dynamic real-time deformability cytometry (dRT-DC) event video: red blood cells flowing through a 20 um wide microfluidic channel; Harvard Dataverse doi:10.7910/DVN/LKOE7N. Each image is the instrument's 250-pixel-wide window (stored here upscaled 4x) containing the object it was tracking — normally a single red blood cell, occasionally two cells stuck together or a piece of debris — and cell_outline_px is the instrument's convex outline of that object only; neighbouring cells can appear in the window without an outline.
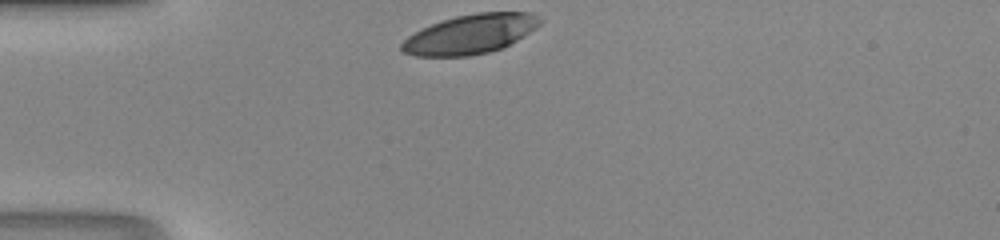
{"species": "human", "species_latin": "Homo sapiens", "temperature_condition": "room temperature", "stored_images_in_passage": 26, "camera_frame_rate_fps": 3000, "um_per_image_px": 0.085, "donor": {"sex": "male"}, "frame": {"image": 1, "passage_image": 1, "time_ms": 0.0, "image_size_px": [1000, 240], "cell_outline_px": [[540, 24], [516, 40], [500, 48], [488, 52], [468, 56], [416, 56], [404, 52], [400, 48], [400, 44], [408, 36], [432, 24], [456, 16], [476, 12], [532, 12], [540, 20]], "centroid_in_image_um": [39.95, 2.9], "position_along_channel_um": 45.1, "area_um2": 31.15}}
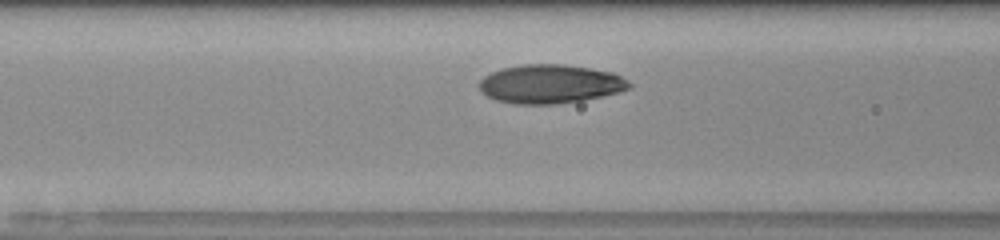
{"frame": {"image": 2, "passage_image": 8, "time_ms": 2.333, "image_size_px": [1000, 240], "cell_outline_px": [[632, 88], [620, 92], [580, 100], [556, 104], [516, 104], [496, 100], [480, 92], [480, 80], [484, 76], [492, 72], [504, 68], [524, 64], [564, 64], [612, 72], [628, 80], [632, 84]], "centroid_in_image_um": [46.78, 7.14], "position_along_channel_um": 119.8, "area_um2": 33.76}}